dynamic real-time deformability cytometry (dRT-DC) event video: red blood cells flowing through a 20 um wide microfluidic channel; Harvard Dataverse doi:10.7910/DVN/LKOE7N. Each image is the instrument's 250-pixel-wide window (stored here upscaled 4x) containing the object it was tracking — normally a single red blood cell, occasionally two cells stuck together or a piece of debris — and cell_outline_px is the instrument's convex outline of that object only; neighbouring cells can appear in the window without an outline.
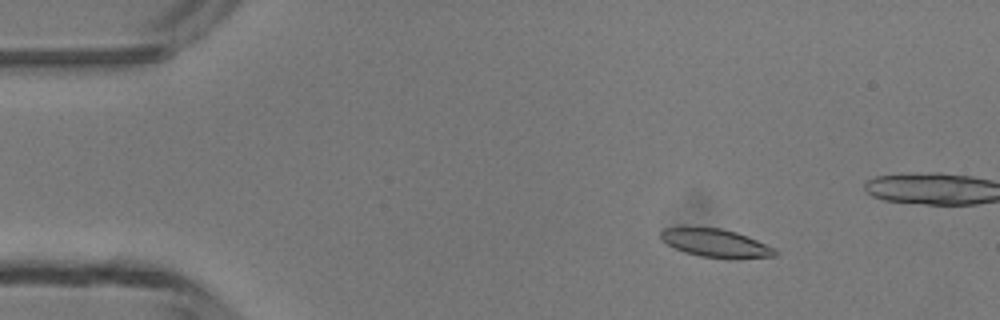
{"species": "common noctule bat (a hibernating species)", "species_latin": "Nyctalus noctula", "temperature_condition": "room temperature", "stored_images_in_passage": 3, "camera_frame_rate_fps": 3000, "um_per_image_px": 0.085, "animal": {"sex": "male", "body_mass_g": 13.3}, "frame": {"image": 1, "passage_image": 1, "time_ms": 0.0, "image_size_px": [1000, 320], "cell_outline_px": [[776, 256], [732, 260], [728, 260], [700, 256], [684, 252], [660, 240], [660, 232], [664, 228], [720, 228], [736, 232], [776, 248]], "centroid_in_image_um": [60.87, 20.7], "position_along_channel_um": 24.1, "area_um2": 18.9}}